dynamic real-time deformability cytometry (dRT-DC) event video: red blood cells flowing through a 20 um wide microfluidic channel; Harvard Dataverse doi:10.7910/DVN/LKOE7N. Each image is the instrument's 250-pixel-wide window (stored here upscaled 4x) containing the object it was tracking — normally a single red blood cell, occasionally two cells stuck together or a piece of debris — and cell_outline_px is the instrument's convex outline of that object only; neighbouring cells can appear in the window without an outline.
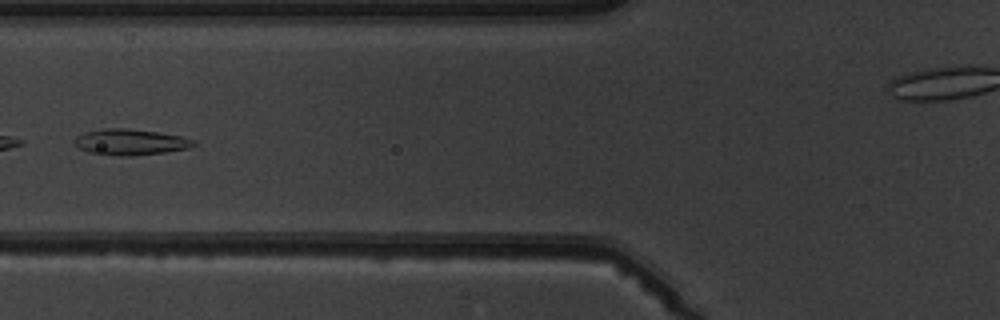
{"species": "common noctule bat (a hibernating species)", "species_latin": "Nyctalus noctula", "temperature_condition": "warm", "stored_images_in_passage": 6, "camera_frame_rate_fps": 3000, "um_per_image_px": 0.085, "animal": {"sex": "male", "body_mass_g": 19.5, "forearm_length_mm": 54.6}, "frame": {"image": 1, "passage_image": 6, "time_ms": 6.667, "image_size_px": [1000, 320], "cell_outline_px": [[196, 144], [188, 148], [164, 152], [132, 156], [120, 156], [92, 152], [76, 148], [72, 144], [72, 140], [76, 136], [88, 132], [104, 128], [128, 128], [156, 132], [180, 136], [192, 140]], "centroid_in_image_um": [11.01, 12.07], "position_along_channel_um": 114.8, "area_um2": 17.86}}